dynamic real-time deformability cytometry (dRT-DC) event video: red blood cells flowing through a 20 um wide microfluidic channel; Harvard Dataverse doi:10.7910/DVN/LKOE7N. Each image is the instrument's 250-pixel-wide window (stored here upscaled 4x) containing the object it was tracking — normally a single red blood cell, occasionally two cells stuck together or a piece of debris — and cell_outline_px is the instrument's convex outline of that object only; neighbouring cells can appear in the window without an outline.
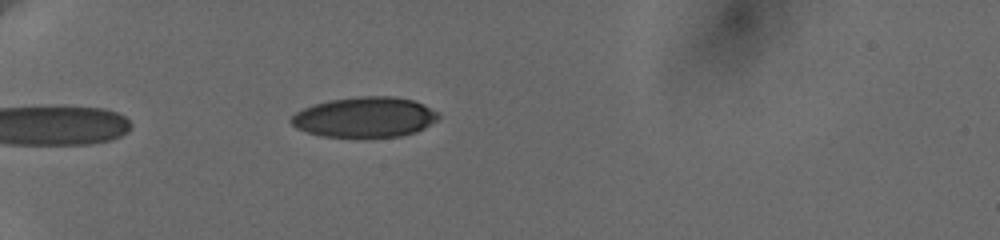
{"species": "human", "species_latin": "Homo sapiens", "temperature_condition": "cold", "stored_images_in_passage": 4, "camera_frame_rate_fps": 3000, "um_per_image_px": 0.085, "donor": {"sex": "female"}, "frame": {"image": 1, "passage_image": 1, "time_ms": 0.0, "image_size_px": [1000, 240], "cell_outline_px": [[440, 116], [436, 120], [424, 128], [416, 132], [400, 136], [320, 136], [296, 128], [288, 120], [296, 112], [312, 104], [328, 100], [360, 96], [396, 96], [412, 100], [436, 112]], "centroid_in_image_um": [30.96, 9.94], "position_along_channel_um": 54.0, "area_um2": 34.22}}